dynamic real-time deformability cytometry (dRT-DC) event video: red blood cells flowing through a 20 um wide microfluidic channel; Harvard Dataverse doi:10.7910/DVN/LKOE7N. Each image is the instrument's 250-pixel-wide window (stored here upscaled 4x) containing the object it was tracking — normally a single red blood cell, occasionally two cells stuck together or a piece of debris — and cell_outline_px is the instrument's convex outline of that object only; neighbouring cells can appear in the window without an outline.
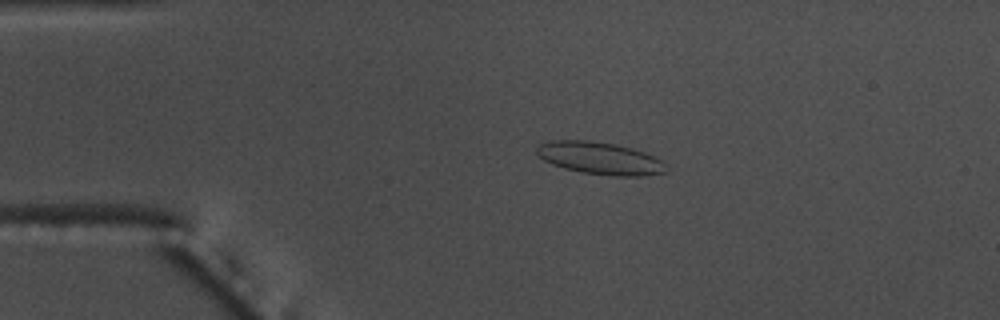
{"species": "common noctule bat (a hibernating species)", "species_latin": "Nyctalus noctula", "temperature_condition": "warm", "stored_images_in_passage": 55, "camera_frame_rate_fps": 3000, "um_per_image_px": 0.085, "animal": {"sex": "male", "body_mass_g": 17.5, "forearm_length_mm": 52.3}, "frame": {"image": 1, "passage_image": 12, "time_ms": 3.667, "image_size_px": [1000, 320], "cell_outline_px": [[668, 172], [640, 176], [612, 176], [580, 172], [564, 168], [552, 164], [544, 160], [536, 152], [536, 144], [552, 140], [588, 140], [616, 144], [632, 148], [644, 152], [660, 160], [664, 164]], "centroid_in_image_um": [50.96, 13.44], "position_along_channel_um": 34.0, "area_um2": 24.45}}
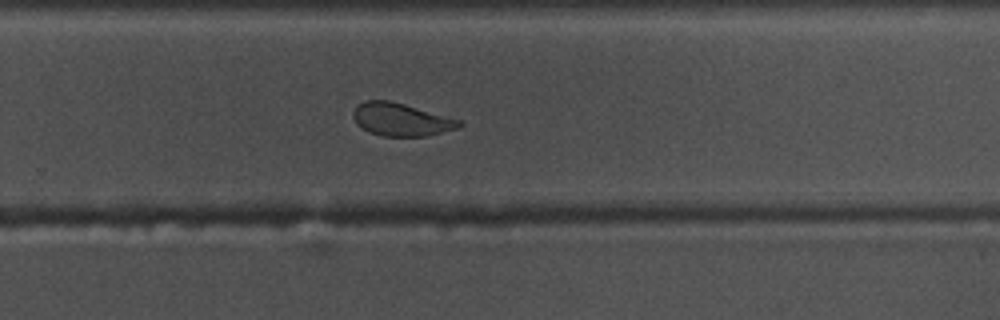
{"frame": {"image": 2, "passage_image": 37, "time_ms": 12.0, "image_size_px": [1000, 320], "cell_outline_px": [[464, 124], [456, 128], [428, 136], [380, 136], [368, 132], [360, 128], [356, 124], [352, 116], [352, 112], [364, 100], [388, 100], [404, 104], [460, 120]], "centroid_in_image_um": [34.04, 10.17], "position_along_channel_um": 295.8, "area_um2": 20.23}}
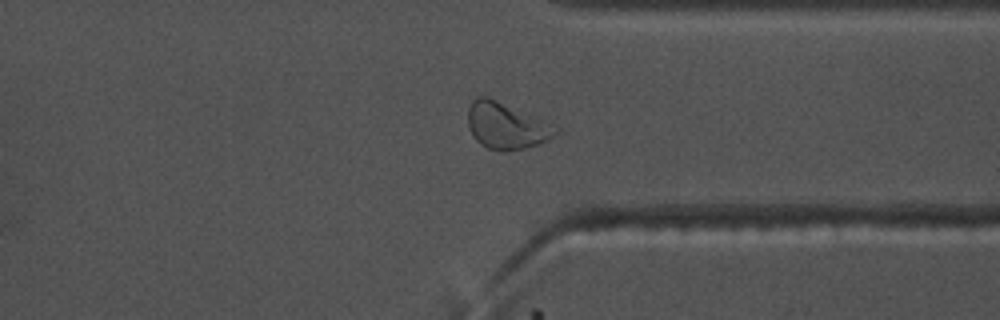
{"frame": {"image": 3, "passage_image": 43, "time_ms": 14.0, "image_size_px": [1000, 320], "cell_outline_px": [[560, 132], [540, 144], [524, 148], [488, 148], [480, 144], [476, 140], [468, 124], [468, 108], [472, 100], [480, 96], [488, 96], [560, 128]], "centroid_in_image_um": [43.03, 10.66], "position_along_channel_um": 368.4, "area_um2": 23.0}, "authors_computed_cell_mechanics": {"area_um2": 22.7732, "velocity_mm_per_s": 3.6629, "shape_relaxation_time_tau1_ms": 6.8014, "shape_relaxation_time_tau2_ms": 1.4111, "deformation_change_tau1": 0.1693, "deformation_change_tau2": 0.0668}}